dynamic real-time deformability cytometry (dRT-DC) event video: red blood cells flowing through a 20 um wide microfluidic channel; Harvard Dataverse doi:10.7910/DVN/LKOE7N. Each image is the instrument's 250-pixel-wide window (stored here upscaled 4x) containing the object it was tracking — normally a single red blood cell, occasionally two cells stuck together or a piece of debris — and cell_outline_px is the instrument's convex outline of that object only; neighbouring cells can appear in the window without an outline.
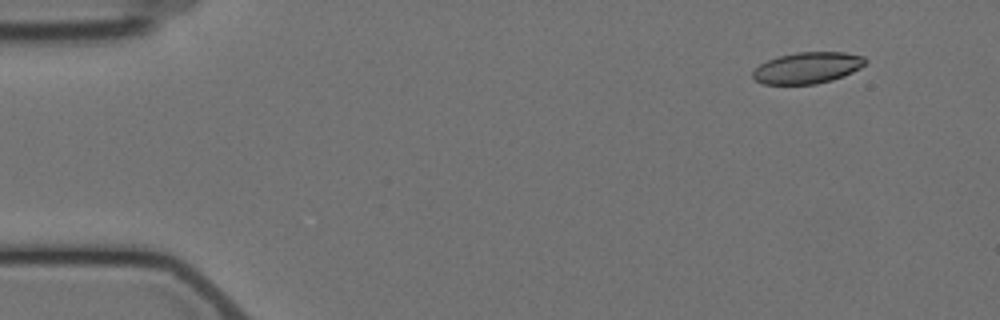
{"species": "Egyptian fruit bat (a non-hibernating species)", "species_latin": "Rousettus aegyptiacus", "temperature_condition": "cold", "stored_images_in_passage": 5, "camera_frame_rate_fps": 3000, "um_per_image_px": 0.085, "animal": {"sex": "female"}, "frame": {"image": 1, "passage_image": 1, "time_ms": 0.0, "image_size_px": [1000, 320], "cell_outline_px": [[868, 60], [860, 68], [844, 76], [832, 80], [816, 84], [764, 84], [756, 80], [752, 76], [752, 72], [760, 64], [768, 60], [780, 56], [796, 52], [844, 52], [864, 56]], "centroid_in_image_um": [68.66, 5.76], "position_along_channel_um": 16.3, "area_um2": 20.52}}